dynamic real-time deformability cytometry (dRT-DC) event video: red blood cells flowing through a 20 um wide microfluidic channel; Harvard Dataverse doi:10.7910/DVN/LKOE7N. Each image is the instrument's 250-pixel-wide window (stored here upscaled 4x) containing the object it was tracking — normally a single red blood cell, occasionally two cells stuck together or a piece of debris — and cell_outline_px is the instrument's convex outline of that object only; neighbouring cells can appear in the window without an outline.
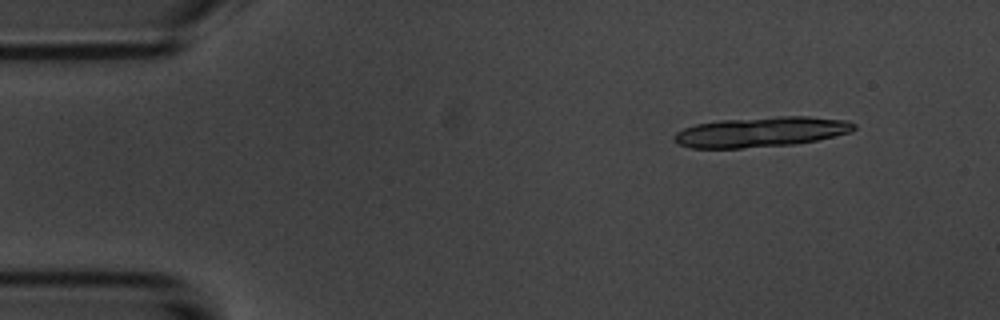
{"species": "common noctule bat (a hibernating species)", "species_latin": "Nyctalus noctula", "temperature_condition": "room temperature", "stored_images_in_passage": 5, "camera_frame_rate_fps": 3000, "um_per_image_px": 0.085, "animal": {"sex": "male", "body_mass_g": 20.1, "forearm_length_mm": 53.5}, "frame": {"image": 1, "passage_image": 1, "time_ms": 0.0, "image_size_px": [1000, 320], "cell_outline_px": [[856, 128], [852, 132], [816, 140], [792, 144], [740, 148], [692, 148], [680, 144], [672, 136], [676, 132], [684, 128], [696, 124], [720, 120], [780, 116], [808, 116], [848, 120], [856, 124]], "centroid_in_image_um": [64.73, 11.2], "position_along_channel_um": 20.3, "area_um2": 31.44}}
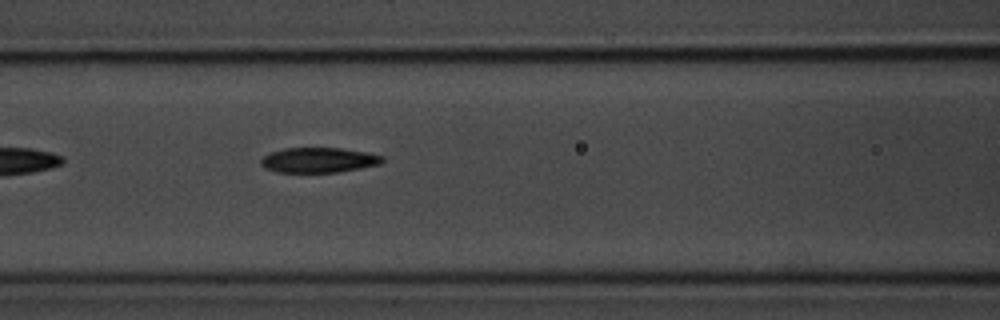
{"frame": {"image": 2, "passage_image": 5, "time_ms": 5.667, "image_size_px": [1000, 320], "cell_outline_px": [[384, 160], [380, 164], [360, 168], [336, 172], [276, 172], [264, 168], [260, 164], [260, 160], [264, 156], [272, 152], [284, 148], [340, 148], [368, 152], [384, 156]], "centroid_in_image_um": [27.09, 13.6], "position_along_channel_um": 139.5, "area_um2": 17.74}}